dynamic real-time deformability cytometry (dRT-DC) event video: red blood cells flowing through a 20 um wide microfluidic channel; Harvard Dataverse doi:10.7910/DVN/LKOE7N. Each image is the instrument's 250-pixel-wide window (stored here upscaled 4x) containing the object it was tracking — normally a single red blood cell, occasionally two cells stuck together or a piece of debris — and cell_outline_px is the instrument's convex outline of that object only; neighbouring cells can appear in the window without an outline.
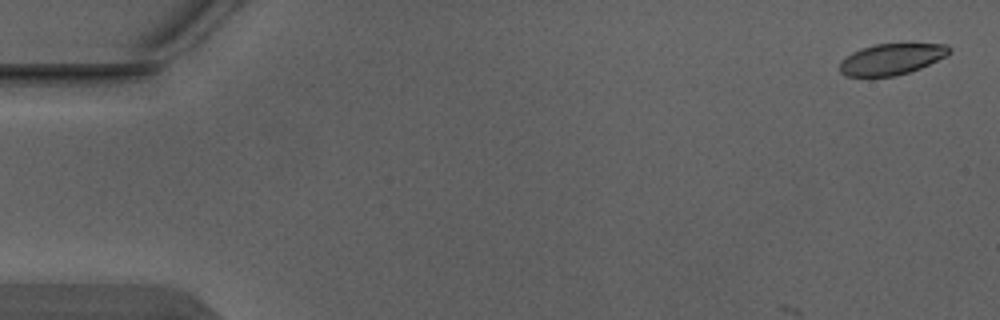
{"species": "Egyptian fruit bat (a non-hibernating species)", "species_latin": "Rousettus aegyptiacus", "temperature_condition": "warm", "stored_images_in_passage": 4, "camera_frame_rate_fps": 3000, "um_per_image_px": 0.085, "animal": {"sex": "male"}, "frame": {"image": 1, "passage_image": 1, "time_ms": 0.0, "image_size_px": [1000, 320], "cell_outline_px": [[952, 52], [948, 56], [920, 68], [896, 76], [844, 76], [840, 72], [840, 60], [852, 52], [860, 48], [876, 44], [948, 44], [952, 48]], "centroid_in_image_um": [75.8, 5.02], "position_along_channel_um": 9.2, "area_um2": 20.0}}
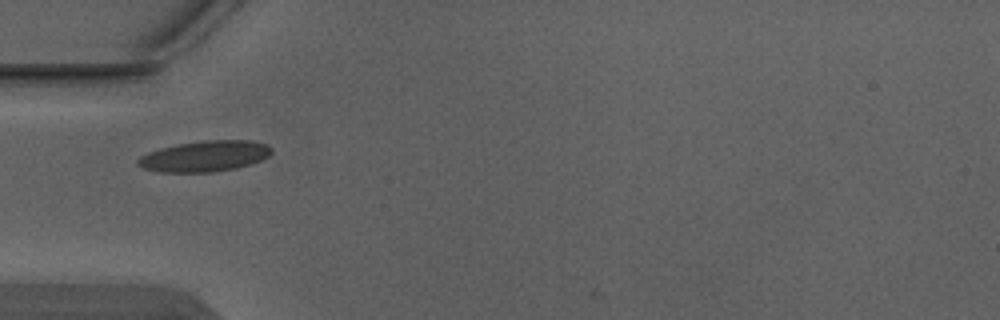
{"frame": {"image": 2, "passage_image": 4, "time_ms": 1.0, "image_size_px": [1000, 320], "cell_outline_px": [[272, 152], [268, 156], [252, 164], [236, 168], [212, 172], [160, 172], [144, 168], [136, 164], [136, 160], [140, 156], [148, 152], [160, 148], [176, 144], [204, 140], [252, 140], [268, 144], [272, 148]], "centroid_in_image_um": [17.41, 13.27], "position_along_channel_um": 67.6, "area_um2": 24.22}}